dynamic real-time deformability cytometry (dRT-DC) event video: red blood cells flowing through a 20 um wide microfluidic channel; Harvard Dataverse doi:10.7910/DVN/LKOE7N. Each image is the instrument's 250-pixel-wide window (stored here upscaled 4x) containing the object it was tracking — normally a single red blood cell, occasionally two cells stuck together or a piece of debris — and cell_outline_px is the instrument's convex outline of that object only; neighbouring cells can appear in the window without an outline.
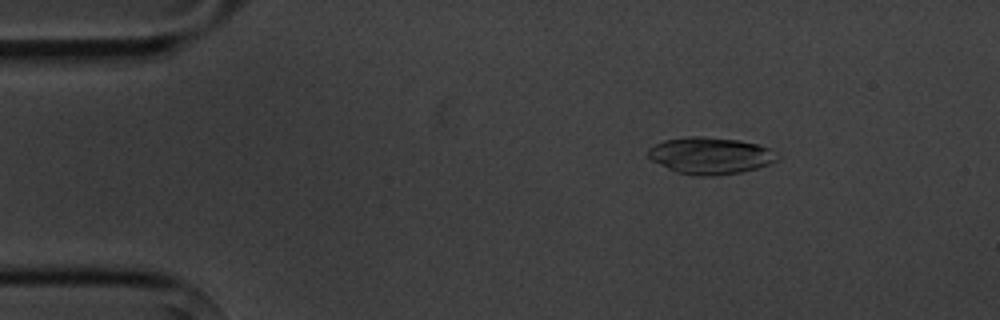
{"species": "common noctule bat (a hibernating species)", "species_latin": "Nyctalus noctula", "temperature_condition": "cold", "stored_images_in_passage": 2, "camera_frame_rate_fps": 3000, "um_per_image_px": 0.085, "animal": {"sex": "male", "body_mass_g": 20.1, "forearm_length_mm": 53.5}, "frame": {"image": 1, "passage_image": 1, "time_ms": 0.0, "image_size_px": [1000, 320], "cell_outline_px": [[780, 156], [776, 160], [768, 164], [756, 168], [740, 172], [716, 176], [696, 176], [676, 172], [652, 160], [648, 156], [648, 148], [664, 140], [688, 136], [704, 136], [740, 140], [756, 144], [768, 148]], "centroid_in_image_um": [60.36, 13.22], "position_along_channel_um": 24.6, "area_um2": 27.63}}